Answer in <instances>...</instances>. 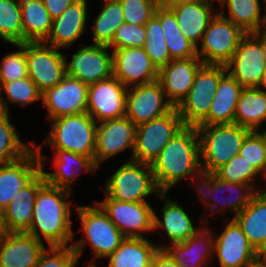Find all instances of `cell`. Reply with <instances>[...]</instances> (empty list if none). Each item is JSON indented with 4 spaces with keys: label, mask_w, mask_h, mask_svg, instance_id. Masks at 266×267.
Returning <instances> with one entry per match:
<instances>
[{
    "label": "cell",
    "mask_w": 266,
    "mask_h": 267,
    "mask_svg": "<svg viewBox=\"0 0 266 267\" xmlns=\"http://www.w3.org/2000/svg\"><path fill=\"white\" fill-rule=\"evenodd\" d=\"M113 76L127 88L148 84L158 79V69L143 47L112 50Z\"/></svg>",
    "instance_id": "cell-20"
},
{
    "label": "cell",
    "mask_w": 266,
    "mask_h": 267,
    "mask_svg": "<svg viewBox=\"0 0 266 267\" xmlns=\"http://www.w3.org/2000/svg\"><path fill=\"white\" fill-rule=\"evenodd\" d=\"M194 184L198 182L195 189L198 192V196L201 197L200 202L204 204L205 208L210 204L212 197V188H213V172L200 170L191 177ZM196 181V182H195Z\"/></svg>",
    "instance_id": "cell-48"
},
{
    "label": "cell",
    "mask_w": 266,
    "mask_h": 267,
    "mask_svg": "<svg viewBox=\"0 0 266 267\" xmlns=\"http://www.w3.org/2000/svg\"><path fill=\"white\" fill-rule=\"evenodd\" d=\"M239 155L262 174L266 167V130L250 131L244 138Z\"/></svg>",
    "instance_id": "cell-43"
},
{
    "label": "cell",
    "mask_w": 266,
    "mask_h": 267,
    "mask_svg": "<svg viewBox=\"0 0 266 267\" xmlns=\"http://www.w3.org/2000/svg\"><path fill=\"white\" fill-rule=\"evenodd\" d=\"M263 8H266V1H265V6ZM266 12V9H265ZM265 22H266V13H265Z\"/></svg>",
    "instance_id": "cell-58"
},
{
    "label": "cell",
    "mask_w": 266,
    "mask_h": 267,
    "mask_svg": "<svg viewBox=\"0 0 266 267\" xmlns=\"http://www.w3.org/2000/svg\"><path fill=\"white\" fill-rule=\"evenodd\" d=\"M88 85L66 75L63 80L42 93L41 101L48 112V120L81 114L87 111Z\"/></svg>",
    "instance_id": "cell-16"
},
{
    "label": "cell",
    "mask_w": 266,
    "mask_h": 267,
    "mask_svg": "<svg viewBox=\"0 0 266 267\" xmlns=\"http://www.w3.org/2000/svg\"><path fill=\"white\" fill-rule=\"evenodd\" d=\"M261 175H262L261 177H263L262 179H264V178L266 179V167H265L264 172ZM257 192L266 196V188H264V187H263V189L257 190Z\"/></svg>",
    "instance_id": "cell-56"
},
{
    "label": "cell",
    "mask_w": 266,
    "mask_h": 267,
    "mask_svg": "<svg viewBox=\"0 0 266 267\" xmlns=\"http://www.w3.org/2000/svg\"><path fill=\"white\" fill-rule=\"evenodd\" d=\"M161 4L169 7L174 4H180V3H185V2H193V1H216V0H160Z\"/></svg>",
    "instance_id": "cell-52"
},
{
    "label": "cell",
    "mask_w": 266,
    "mask_h": 267,
    "mask_svg": "<svg viewBox=\"0 0 266 267\" xmlns=\"http://www.w3.org/2000/svg\"><path fill=\"white\" fill-rule=\"evenodd\" d=\"M87 5V0H75L70 4L59 17L53 19L51 31L43 42L62 49L79 40L87 28Z\"/></svg>",
    "instance_id": "cell-23"
},
{
    "label": "cell",
    "mask_w": 266,
    "mask_h": 267,
    "mask_svg": "<svg viewBox=\"0 0 266 267\" xmlns=\"http://www.w3.org/2000/svg\"><path fill=\"white\" fill-rule=\"evenodd\" d=\"M213 3L214 1H193L168 7L174 13L182 33L196 47H199L210 20L216 14L212 9Z\"/></svg>",
    "instance_id": "cell-27"
},
{
    "label": "cell",
    "mask_w": 266,
    "mask_h": 267,
    "mask_svg": "<svg viewBox=\"0 0 266 267\" xmlns=\"http://www.w3.org/2000/svg\"><path fill=\"white\" fill-rule=\"evenodd\" d=\"M209 230L201 226L188 240L167 245L164 250L181 267H206L214 259V236Z\"/></svg>",
    "instance_id": "cell-26"
},
{
    "label": "cell",
    "mask_w": 266,
    "mask_h": 267,
    "mask_svg": "<svg viewBox=\"0 0 266 267\" xmlns=\"http://www.w3.org/2000/svg\"><path fill=\"white\" fill-rule=\"evenodd\" d=\"M153 176L161 192H169L185 177L201 170L200 143L196 127L184 126L163 148L151 164Z\"/></svg>",
    "instance_id": "cell-2"
},
{
    "label": "cell",
    "mask_w": 266,
    "mask_h": 267,
    "mask_svg": "<svg viewBox=\"0 0 266 267\" xmlns=\"http://www.w3.org/2000/svg\"><path fill=\"white\" fill-rule=\"evenodd\" d=\"M266 121V92L260 88H243L236 107L234 123L250 131H262Z\"/></svg>",
    "instance_id": "cell-34"
},
{
    "label": "cell",
    "mask_w": 266,
    "mask_h": 267,
    "mask_svg": "<svg viewBox=\"0 0 266 267\" xmlns=\"http://www.w3.org/2000/svg\"><path fill=\"white\" fill-rule=\"evenodd\" d=\"M42 173V164L34 146L19 159L0 165V208L5 209L13 197Z\"/></svg>",
    "instance_id": "cell-19"
},
{
    "label": "cell",
    "mask_w": 266,
    "mask_h": 267,
    "mask_svg": "<svg viewBox=\"0 0 266 267\" xmlns=\"http://www.w3.org/2000/svg\"><path fill=\"white\" fill-rule=\"evenodd\" d=\"M19 50L5 55L0 60V86L9 81H16L28 76L25 54V42L14 44Z\"/></svg>",
    "instance_id": "cell-44"
},
{
    "label": "cell",
    "mask_w": 266,
    "mask_h": 267,
    "mask_svg": "<svg viewBox=\"0 0 266 267\" xmlns=\"http://www.w3.org/2000/svg\"><path fill=\"white\" fill-rule=\"evenodd\" d=\"M168 192H161L157 197L164 200V206L162 207V219L154 211L153 229H164L165 234L168 237L169 243H160L158 245L160 249H164L167 245L173 243H179L188 240L194 235L200 228L194 226V222L190 218L189 214L180 206L175 200H171Z\"/></svg>",
    "instance_id": "cell-24"
},
{
    "label": "cell",
    "mask_w": 266,
    "mask_h": 267,
    "mask_svg": "<svg viewBox=\"0 0 266 267\" xmlns=\"http://www.w3.org/2000/svg\"><path fill=\"white\" fill-rule=\"evenodd\" d=\"M45 248L28 233L8 232L0 239V267H35Z\"/></svg>",
    "instance_id": "cell-25"
},
{
    "label": "cell",
    "mask_w": 266,
    "mask_h": 267,
    "mask_svg": "<svg viewBox=\"0 0 266 267\" xmlns=\"http://www.w3.org/2000/svg\"><path fill=\"white\" fill-rule=\"evenodd\" d=\"M35 267H76L77 255L71 246H47Z\"/></svg>",
    "instance_id": "cell-46"
},
{
    "label": "cell",
    "mask_w": 266,
    "mask_h": 267,
    "mask_svg": "<svg viewBox=\"0 0 266 267\" xmlns=\"http://www.w3.org/2000/svg\"><path fill=\"white\" fill-rule=\"evenodd\" d=\"M8 234V230L5 224L4 210L0 208V239Z\"/></svg>",
    "instance_id": "cell-51"
},
{
    "label": "cell",
    "mask_w": 266,
    "mask_h": 267,
    "mask_svg": "<svg viewBox=\"0 0 266 267\" xmlns=\"http://www.w3.org/2000/svg\"><path fill=\"white\" fill-rule=\"evenodd\" d=\"M203 65L199 58L172 59L158 69V79L168 101L178 107L193 86L195 75Z\"/></svg>",
    "instance_id": "cell-22"
},
{
    "label": "cell",
    "mask_w": 266,
    "mask_h": 267,
    "mask_svg": "<svg viewBox=\"0 0 266 267\" xmlns=\"http://www.w3.org/2000/svg\"><path fill=\"white\" fill-rule=\"evenodd\" d=\"M246 33L224 17L220 11L210 20L203 34L197 56L203 64L226 65Z\"/></svg>",
    "instance_id": "cell-9"
},
{
    "label": "cell",
    "mask_w": 266,
    "mask_h": 267,
    "mask_svg": "<svg viewBox=\"0 0 266 267\" xmlns=\"http://www.w3.org/2000/svg\"><path fill=\"white\" fill-rule=\"evenodd\" d=\"M173 108L158 81L128 87L125 116L136 126L161 117Z\"/></svg>",
    "instance_id": "cell-15"
},
{
    "label": "cell",
    "mask_w": 266,
    "mask_h": 267,
    "mask_svg": "<svg viewBox=\"0 0 266 267\" xmlns=\"http://www.w3.org/2000/svg\"><path fill=\"white\" fill-rule=\"evenodd\" d=\"M215 173L222 180L250 185L257 192L258 185L253 181L257 175L261 174L239 154L217 169Z\"/></svg>",
    "instance_id": "cell-42"
},
{
    "label": "cell",
    "mask_w": 266,
    "mask_h": 267,
    "mask_svg": "<svg viewBox=\"0 0 266 267\" xmlns=\"http://www.w3.org/2000/svg\"><path fill=\"white\" fill-rule=\"evenodd\" d=\"M75 0H43L52 19L59 17Z\"/></svg>",
    "instance_id": "cell-49"
},
{
    "label": "cell",
    "mask_w": 266,
    "mask_h": 267,
    "mask_svg": "<svg viewBox=\"0 0 266 267\" xmlns=\"http://www.w3.org/2000/svg\"><path fill=\"white\" fill-rule=\"evenodd\" d=\"M9 112L0 110V165L15 161L34 147L22 142L16 127L10 121Z\"/></svg>",
    "instance_id": "cell-38"
},
{
    "label": "cell",
    "mask_w": 266,
    "mask_h": 267,
    "mask_svg": "<svg viewBox=\"0 0 266 267\" xmlns=\"http://www.w3.org/2000/svg\"><path fill=\"white\" fill-rule=\"evenodd\" d=\"M105 194L126 202H143L145 197L161 193L150 164L128 159L106 181Z\"/></svg>",
    "instance_id": "cell-6"
},
{
    "label": "cell",
    "mask_w": 266,
    "mask_h": 267,
    "mask_svg": "<svg viewBox=\"0 0 266 267\" xmlns=\"http://www.w3.org/2000/svg\"><path fill=\"white\" fill-rule=\"evenodd\" d=\"M123 10L124 23L145 25L155 14L160 0H119Z\"/></svg>",
    "instance_id": "cell-45"
},
{
    "label": "cell",
    "mask_w": 266,
    "mask_h": 267,
    "mask_svg": "<svg viewBox=\"0 0 266 267\" xmlns=\"http://www.w3.org/2000/svg\"><path fill=\"white\" fill-rule=\"evenodd\" d=\"M256 33L263 40L266 47V22L263 23V25L259 28V30Z\"/></svg>",
    "instance_id": "cell-53"
},
{
    "label": "cell",
    "mask_w": 266,
    "mask_h": 267,
    "mask_svg": "<svg viewBox=\"0 0 266 267\" xmlns=\"http://www.w3.org/2000/svg\"><path fill=\"white\" fill-rule=\"evenodd\" d=\"M243 87L227 72L220 78L208 116L199 125L233 124Z\"/></svg>",
    "instance_id": "cell-28"
},
{
    "label": "cell",
    "mask_w": 266,
    "mask_h": 267,
    "mask_svg": "<svg viewBox=\"0 0 266 267\" xmlns=\"http://www.w3.org/2000/svg\"><path fill=\"white\" fill-rule=\"evenodd\" d=\"M24 42L44 41L49 35L53 19L43 0H20Z\"/></svg>",
    "instance_id": "cell-35"
},
{
    "label": "cell",
    "mask_w": 266,
    "mask_h": 267,
    "mask_svg": "<svg viewBox=\"0 0 266 267\" xmlns=\"http://www.w3.org/2000/svg\"><path fill=\"white\" fill-rule=\"evenodd\" d=\"M34 146L38 151V156L42 164V173L44 174L45 181L51 186L72 192L71 185H73L76 179L80 176L82 170H84L83 172L86 171V173L87 171L93 173L94 171L99 169L95 165L94 160L91 157H87L71 151L54 149L55 155L53 159H51L53 160V163L51 164L53 165L55 171H45L44 162H47V160L49 159L47 156H44L41 153V145L37 146L36 144H34Z\"/></svg>",
    "instance_id": "cell-21"
},
{
    "label": "cell",
    "mask_w": 266,
    "mask_h": 267,
    "mask_svg": "<svg viewBox=\"0 0 266 267\" xmlns=\"http://www.w3.org/2000/svg\"><path fill=\"white\" fill-rule=\"evenodd\" d=\"M220 267H248L259 260L241 226L231 219L220 235H214V258Z\"/></svg>",
    "instance_id": "cell-18"
},
{
    "label": "cell",
    "mask_w": 266,
    "mask_h": 267,
    "mask_svg": "<svg viewBox=\"0 0 266 267\" xmlns=\"http://www.w3.org/2000/svg\"><path fill=\"white\" fill-rule=\"evenodd\" d=\"M70 196V191L45 183L36 194L33 217L27 233L43 243L46 241L48 246L68 245L75 236Z\"/></svg>",
    "instance_id": "cell-1"
},
{
    "label": "cell",
    "mask_w": 266,
    "mask_h": 267,
    "mask_svg": "<svg viewBox=\"0 0 266 267\" xmlns=\"http://www.w3.org/2000/svg\"><path fill=\"white\" fill-rule=\"evenodd\" d=\"M184 127L178 109L136 126L131 160L152 164L171 138Z\"/></svg>",
    "instance_id": "cell-8"
},
{
    "label": "cell",
    "mask_w": 266,
    "mask_h": 267,
    "mask_svg": "<svg viewBox=\"0 0 266 267\" xmlns=\"http://www.w3.org/2000/svg\"><path fill=\"white\" fill-rule=\"evenodd\" d=\"M259 261L266 267V247L259 253Z\"/></svg>",
    "instance_id": "cell-55"
},
{
    "label": "cell",
    "mask_w": 266,
    "mask_h": 267,
    "mask_svg": "<svg viewBox=\"0 0 266 267\" xmlns=\"http://www.w3.org/2000/svg\"><path fill=\"white\" fill-rule=\"evenodd\" d=\"M234 219L259 254L266 247V196L256 192L249 204Z\"/></svg>",
    "instance_id": "cell-31"
},
{
    "label": "cell",
    "mask_w": 266,
    "mask_h": 267,
    "mask_svg": "<svg viewBox=\"0 0 266 267\" xmlns=\"http://www.w3.org/2000/svg\"><path fill=\"white\" fill-rule=\"evenodd\" d=\"M0 38L13 45L23 43L20 0H0Z\"/></svg>",
    "instance_id": "cell-40"
},
{
    "label": "cell",
    "mask_w": 266,
    "mask_h": 267,
    "mask_svg": "<svg viewBox=\"0 0 266 267\" xmlns=\"http://www.w3.org/2000/svg\"><path fill=\"white\" fill-rule=\"evenodd\" d=\"M96 203L125 237L144 238V233L154 231V209L148 201L126 202L106 196Z\"/></svg>",
    "instance_id": "cell-12"
},
{
    "label": "cell",
    "mask_w": 266,
    "mask_h": 267,
    "mask_svg": "<svg viewBox=\"0 0 266 267\" xmlns=\"http://www.w3.org/2000/svg\"><path fill=\"white\" fill-rule=\"evenodd\" d=\"M50 132L43 144L52 149L71 151L94 160L97 122L87 113L50 120Z\"/></svg>",
    "instance_id": "cell-5"
},
{
    "label": "cell",
    "mask_w": 266,
    "mask_h": 267,
    "mask_svg": "<svg viewBox=\"0 0 266 267\" xmlns=\"http://www.w3.org/2000/svg\"><path fill=\"white\" fill-rule=\"evenodd\" d=\"M217 1L222 10L227 7L228 17L224 11L221 10L220 13L245 33H256L265 22V13L262 15L260 0Z\"/></svg>",
    "instance_id": "cell-36"
},
{
    "label": "cell",
    "mask_w": 266,
    "mask_h": 267,
    "mask_svg": "<svg viewBox=\"0 0 266 267\" xmlns=\"http://www.w3.org/2000/svg\"><path fill=\"white\" fill-rule=\"evenodd\" d=\"M248 267H265L259 260Z\"/></svg>",
    "instance_id": "cell-57"
},
{
    "label": "cell",
    "mask_w": 266,
    "mask_h": 267,
    "mask_svg": "<svg viewBox=\"0 0 266 267\" xmlns=\"http://www.w3.org/2000/svg\"><path fill=\"white\" fill-rule=\"evenodd\" d=\"M46 183L41 173L29 186L21 188L4 209L5 224L8 232L27 233L30 229L35 197L38 190Z\"/></svg>",
    "instance_id": "cell-29"
},
{
    "label": "cell",
    "mask_w": 266,
    "mask_h": 267,
    "mask_svg": "<svg viewBox=\"0 0 266 267\" xmlns=\"http://www.w3.org/2000/svg\"><path fill=\"white\" fill-rule=\"evenodd\" d=\"M225 65L203 64L187 97L177 107L184 126L197 127L207 116Z\"/></svg>",
    "instance_id": "cell-7"
},
{
    "label": "cell",
    "mask_w": 266,
    "mask_h": 267,
    "mask_svg": "<svg viewBox=\"0 0 266 267\" xmlns=\"http://www.w3.org/2000/svg\"><path fill=\"white\" fill-rule=\"evenodd\" d=\"M201 169L215 172L238 155L250 132L238 124L198 125Z\"/></svg>",
    "instance_id": "cell-3"
},
{
    "label": "cell",
    "mask_w": 266,
    "mask_h": 267,
    "mask_svg": "<svg viewBox=\"0 0 266 267\" xmlns=\"http://www.w3.org/2000/svg\"><path fill=\"white\" fill-rule=\"evenodd\" d=\"M104 5L93 22L91 38L93 44L109 45L115 31L124 23L123 10L119 0H103Z\"/></svg>",
    "instance_id": "cell-37"
},
{
    "label": "cell",
    "mask_w": 266,
    "mask_h": 267,
    "mask_svg": "<svg viewBox=\"0 0 266 267\" xmlns=\"http://www.w3.org/2000/svg\"><path fill=\"white\" fill-rule=\"evenodd\" d=\"M159 244H154L147 237H126L120 246L107 258V267H151L155 254L159 251ZM86 267H97L89 261Z\"/></svg>",
    "instance_id": "cell-30"
},
{
    "label": "cell",
    "mask_w": 266,
    "mask_h": 267,
    "mask_svg": "<svg viewBox=\"0 0 266 267\" xmlns=\"http://www.w3.org/2000/svg\"><path fill=\"white\" fill-rule=\"evenodd\" d=\"M146 39L145 25H133L123 23L113 36L112 42L108 45L111 49L128 47H144Z\"/></svg>",
    "instance_id": "cell-47"
},
{
    "label": "cell",
    "mask_w": 266,
    "mask_h": 267,
    "mask_svg": "<svg viewBox=\"0 0 266 267\" xmlns=\"http://www.w3.org/2000/svg\"><path fill=\"white\" fill-rule=\"evenodd\" d=\"M136 125L126 116L97 124L94 163L100 168L102 162L127 148L132 152L135 144Z\"/></svg>",
    "instance_id": "cell-17"
},
{
    "label": "cell",
    "mask_w": 266,
    "mask_h": 267,
    "mask_svg": "<svg viewBox=\"0 0 266 267\" xmlns=\"http://www.w3.org/2000/svg\"><path fill=\"white\" fill-rule=\"evenodd\" d=\"M144 50L157 69L168 64L172 59L168 51L160 20L154 15L146 24Z\"/></svg>",
    "instance_id": "cell-41"
},
{
    "label": "cell",
    "mask_w": 266,
    "mask_h": 267,
    "mask_svg": "<svg viewBox=\"0 0 266 267\" xmlns=\"http://www.w3.org/2000/svg\"><path fill=\"white\" fill-rule=\"evenodd\" d=\"M76 211L81 222V231L85 235L72 244L79 260L85 243H89L94 253V260L107 258L126 238L110 220L108 215L96 203L95 206H76Z\"/></svg>",
    "instance_id": "cell-4"
},
{
    "label": "cell",
    "mask_w": 266,
    "mask_h": 267,
    "mask_svg": "<svg viewBox=\"0 0 266 267\" xmlns=\"http://www.w3.org/2000/svg\"><path fill=\"white\" fill-rule=\"evenodd\" d=\"M161 23L171 59L199 58L197 47L182 33L174 13L160 4L154 14Z\"/></svg>",
    "instance_id": "cell-33"
},
{
    "label": "cell",
    "mask_w": 266,
    "mask_h": 267,
    "mask_svg": "<svg viewBox=\"0 0 266 267\" xmlns=\"http://www.w3.org/2000/svg\"><path fill=\"white\" fill-rule=\"evenodd\" d=\"M265 64L266 47L263 40L257 33H246L225 68L243 88H256L260 86Z\"/></svg>",
    "instance_id": "cell-10"
},
{
    "label": "cell",
    "mask_w": 266,
    "mask_h": 267,
    "mask_svg": "<svg viewBox=\"0 0 266 267\" xmlns=\"http://www.w3.org/2000/svg\"><path fill=\"white\" fill-rule=\"evenodd\" d=\"M151 267H181L164 249H159L155 254Z\"/></svg>",
    "instance_id": "cell-50"
},
{
    "label": "cell",
    "mask_w": 266,
    "mask_h": 267,
    "mask_svg": "<svg viewBox=\"0 0 266 267\" xmlns=\"http://www.w3.org/2000/svg\"><path fill=\"white\" fill-rule=\"evenodd\" d=\"M258 88L266 92V64H265V69H264V72H263V75L260 81V86Z\"/></svg>",
    "instance_id": "cell-54"
},
{
    "label": "cell",
    "mask_w": 266,
    "mask_h": 267,
    "mask_svg": "<svg viewBox=\"0 0 266 267\" xmlns=\"http://www.w3.org/2000/svg\"><path fill=\"white\" fill-rule=\"evenodd\" d=\"M231 192L232 196H229ZM228 192L229 195L224 197L223 199H217V195L220 193ZM234 193V194H233ZM256 193V190L253 189L250 185L240 184L235 182H230L226 180L220 179L215 172H213V188H212V197L210 204L206 207L205 210H209V212L214 215L215 213L225 212V209H229L230 213H234L235 216L232 217L234 219L237 214H239L250 202L253 195ZM220 205V209H217V206ZM209 208V209H208Z\"/></svg>",
    "instance_id": "cell-32"
},
{
    "label": "cell",
    "mask_w": 266,
    "mask_h": 267,
    "mask_svg": "<svg viewBox=\"0 0 266 267\" xmlns=\"http://www.w3.org/2000/svg\"><path fill=\"white\" fill-rule=\"evenodd\" d=\"M3 93H5L8 101L4 99ZM41 97L42 93L29 77L9 81L0 86V110L9 112V102L25 107L41 100Z\"/></svg>",
    "instance_id": "cell-39"
},
{
    "label": "cell",
    "mask_w": 266,
    "mask_h": 267,
    "mask_svg": "<svg viewBox=\"0 0 266 267\" xmlns=\"http://www.w3.org/2000/svg\"><path fill=\"white\" fill-rule=\"evenodd\" d=\"M25 54L29 78L43 93L59 84L66 76L65 53L58 48L40 42H25Z\"/></svg>",
    "instance_id": "cell-11"
},
{
    "label": "cell",
    "mask_w": 266,
    "mask_h": 267,
    "mask_svg": "<svg viewBox=\"0 0 266 267\" xmlns=\"http://www.w3.org/2000/svg\"><path fill=\"white\" fill-rule=\"evenodd\" d=\"M128 88L113 75L88 85L87 113L97 123L126 115Z\"/></svg>",
    "instance_id": "cell-14"
},
{
    "label": "cell",
    "mask_w": 266,
    "mask_h": 267,
    "mask_svg": "<svg viewBox=\"0 0 266 267\" xmlns=\"http://www.w3.org/2000/svg\"><path fill=\"white\" fill-rule=\"evenodd\" d=\"M71 60L65 55L66 75L90 85L113 75L111 48L101 44L82 45ZM110 49V51H108Z\"/></svg>",
    "instance_id": "cell-13"
}]
</instances>
